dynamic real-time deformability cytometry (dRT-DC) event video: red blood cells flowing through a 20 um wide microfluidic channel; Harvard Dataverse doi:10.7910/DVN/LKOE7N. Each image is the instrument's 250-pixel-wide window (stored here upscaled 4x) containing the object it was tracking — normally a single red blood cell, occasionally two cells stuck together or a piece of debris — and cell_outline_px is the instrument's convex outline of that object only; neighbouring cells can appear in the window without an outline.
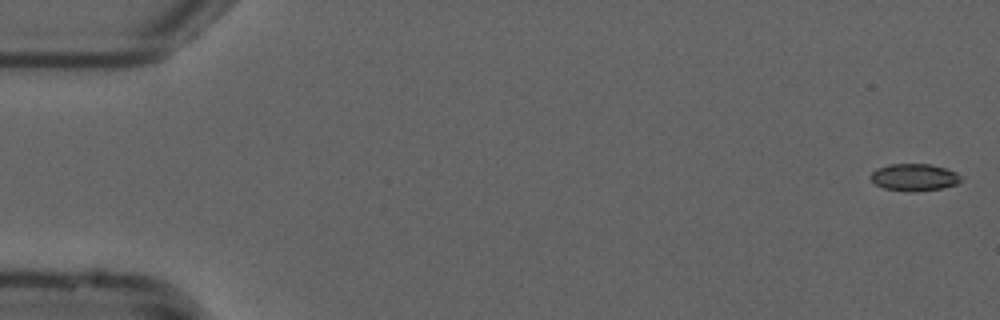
{"species": "common noctule bat (a hibernating species)", "species_latin": "Nyctalus noctula", "temperature_condition": "cold", "stored_images_in_passage": 54, "camera_frame_rate_fps": 3000, "um_per_image_px": 0.085, "animal": {"sex": "male", "forearm_length_mm": 52.5}, "frame": {"image": 1, "passage_image": 1, "time_ms": 0.0, "image_size_px": [1000, 320], "cell_outline_px": [[960, 180], [956, 184], [944, 188], [912, 192], [908, 192], [884, 188], [876, 184], [868, 176], [876, 168], [888, 164], [928, 164], [948, 168], [956, 172], [960, 176]], "centroid_in_image_um": [77.69, 15.07], "position_along_channel_um": 7.3, "area_um2": 14.39}}
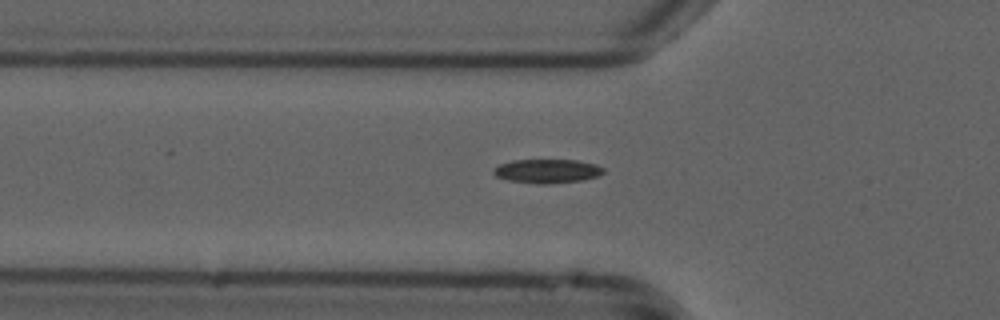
{"frame": {"image": 2, "passage_image": 18, "time_ms": 5.667, "image_size_px": [1000, 320], "cell_outline_px": [[604, 172], [600, 176], [584, 180], [548, 184], [536, 184], [508, 180], [496, 176], [492, 172], [492, 168], [500, 164], [512, 160], [576, 160], [596, 164], [604, 168]], "centroid_in_image_um": [46.52, 14.55], "position_along_channel_um": 79.3, "area_um2": 15.55}}
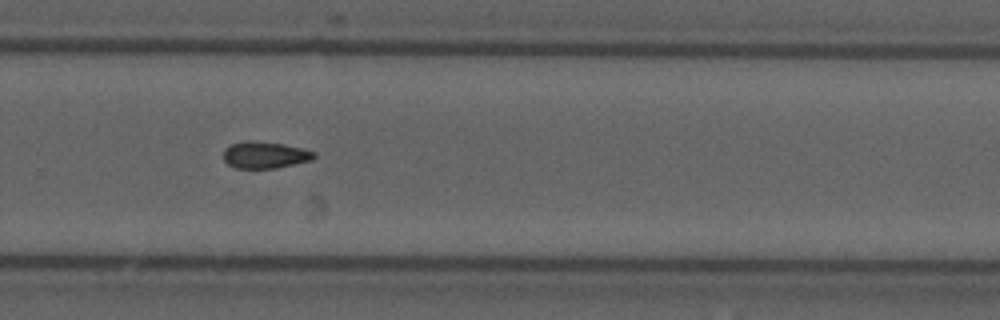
{"frame": {"image": 3, "passage_image": 36, "time_ms": 11.667, "image_size_px": [1000, 320], "cell_outline_px": [[316, 156], [312, 160], [276, 168], [236, 168], [228, 164], [224, 160], [224, 148], [232, 144], [244, 140], [256, 140], [280, 144], [300, 148], [316, 152]], "centroid_in_image_um": [22.5, 13.16], "position_along_channel_um": 307.3, "area_um2": 14.1}, "authors_computed_cell_mechanics": {"area_um2": 14.3055, "velocity_mm_per_s": 3.7991, "shape_relaxation_time_tau1_ms": 8.9996, "shape_relaxation_time_tau2_ms": 8.2236, "deformation_change_tau1": 0.1708, "deformation_change_tau2": 0.1408}}